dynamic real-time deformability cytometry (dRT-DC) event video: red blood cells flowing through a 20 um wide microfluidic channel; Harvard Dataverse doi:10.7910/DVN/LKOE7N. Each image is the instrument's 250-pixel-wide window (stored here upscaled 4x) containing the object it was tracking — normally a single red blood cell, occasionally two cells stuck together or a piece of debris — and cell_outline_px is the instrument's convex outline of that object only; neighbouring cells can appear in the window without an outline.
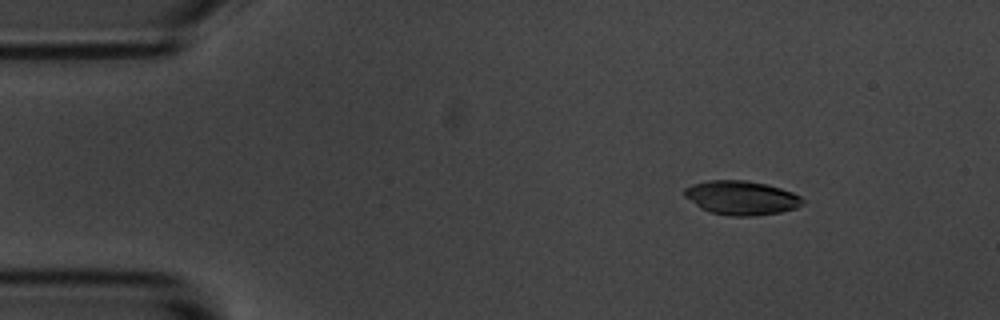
{"species": "common noctule bat (a hibernating species)", "species_latin": "Nyctalus noctula", "temperature_condition": "room temperature", "stored_images_in_passage": 6, "camera_frame_rate_fps": 3000, "um_per_image_px": 0.085, "animal": {"sex": "male", "body_mass_g": 20.1, "forearm_length_mm": 53.5}, "frame": {"image": 1, "passage_image": 2, "time_ms": 0.333, "image_size_px": [1000, 320], "cell_outline_px": [[804, 204], [796, 208], [780, 212], [756, 216], [728, 216], [712, 212], [700, 208], [684, 196], [684, 188], [692, 184], [708, 180], [744, 180], [768, 184], [792, 192], [800, 196], [804, 200]], "centroid_in_image_um": [63.02, 16.81], "position_along_channel_um": 22.0, "area_um2": 23.58}}
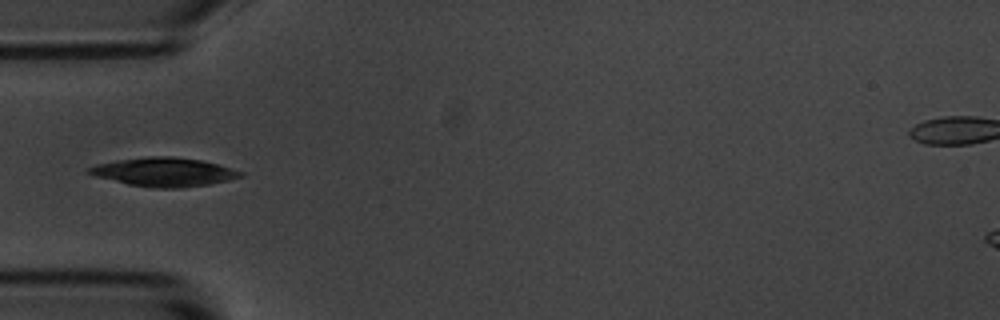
{"frame": {"image": 2, "passage_image": 5, "time_ms": 1.333, "image_size_px": [1000, 320], "cell_outline_px": [[244, 176], [228, 180], [208, 184], [180, 188], [156, 188], [128, 184], [96, 176], [88, 172], [88, 168], [96, 164], [116, 160], [148, 156], [172, 156], [200, 160], [216, 164], [244, 172]], "centroid_in_image_um": [13.94, 14.61], "position_along_channel_um": 71.1, "area_um2": 25.14}}